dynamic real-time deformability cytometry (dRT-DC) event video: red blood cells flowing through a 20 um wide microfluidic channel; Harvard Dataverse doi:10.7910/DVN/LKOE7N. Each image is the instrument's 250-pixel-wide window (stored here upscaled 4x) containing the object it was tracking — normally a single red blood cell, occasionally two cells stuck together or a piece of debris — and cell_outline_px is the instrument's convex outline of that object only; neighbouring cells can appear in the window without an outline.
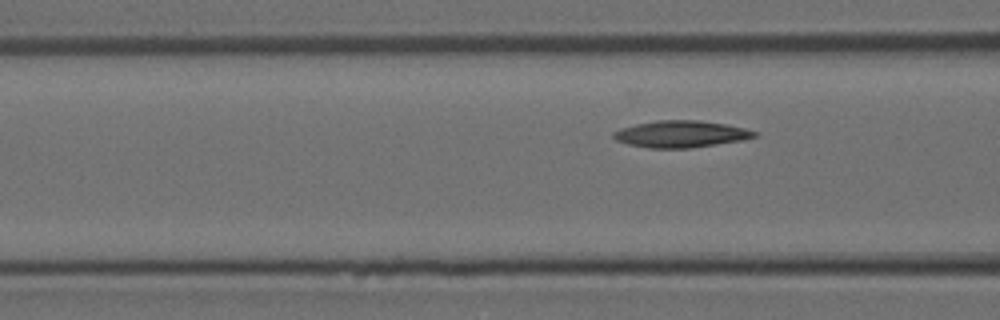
{"species": "Egyptian fruit bat (a non-hibernating species)", "species_latin": "Rousettus aegyptiacus", "temperature_condition": "room temperature", "stored_images_in_passage": 4, "camera_frame_rate_fps": 3000, "um_per_image_px": 0.085, "animal": {"sex": "female"}, "frame": {"image": 1, "passage_image": 4, "time_ms": 1.0, "image_size_px": [1000, 320], "cell_outline_px": [[760, 136], [740, 140], [688, 148], [648, 148], [628, 144], [616, 140], [612, 136], [612, 132], [620, 128], [636, 124], [656, 120], [700, 120], [728, 124], [760, 132]], "centroid_in_image_um": [57.88, 11.38], "position_along_channel_um": 108.7, "area_um2": 22.08}}